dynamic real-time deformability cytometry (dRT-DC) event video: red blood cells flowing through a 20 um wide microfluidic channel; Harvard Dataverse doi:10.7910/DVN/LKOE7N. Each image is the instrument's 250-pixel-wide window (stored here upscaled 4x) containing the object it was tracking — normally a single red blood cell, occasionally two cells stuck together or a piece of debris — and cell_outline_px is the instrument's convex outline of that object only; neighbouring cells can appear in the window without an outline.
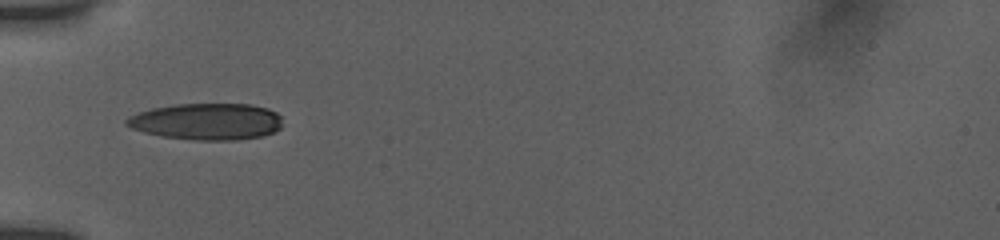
{"species": "human", "species_latin": "Homo sapiens", "temperature_condition": "room temperature", "stored_images_in_passage": 9, "camera_frame_rate_fps": 3000, "um_per_image_px": 0.085, "donor": {"sex": "female"}, "frame": {"image": 1, "passage_image": 1, "time_ms": 0.0, "image_size_px": [1000, 240], "cell_outline_px": [[280, 128], [272, 132], [260, 136], [236, 140], [196, 140], [160, 136], [144, 132], [132, 128], [124, 124], [124, 120], [128, 116], [136, 112], [152, 108], [172, 104], [252, 104], [268, 108], [276, 112], [280, 116]], "centroid_in_image_um": [17.52, 10.32], "position_along_channel_um": 67.5, "area_um2": 33.41}}
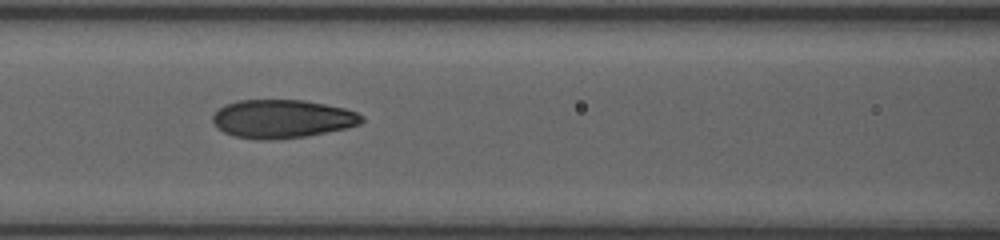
{"frame": {"image": 2, "passage_image": 6, "time_ms": 2.0, "image_size_px": [1000, 240], "cell_outline_px": [[364, 120], [360, 124], [348, 128], [308, 136], [268, 140], [256, 140], [232, 136], [216, 128], [212, 120], [212, 116], [224, 104], [236, 100], [304, 100], [344, 108], [356, 112], [364, 116]], "centroid_in_image_um": [23.97, 10.11], "position_along_channel_um": 142.6, "area_um2": 33.7}}
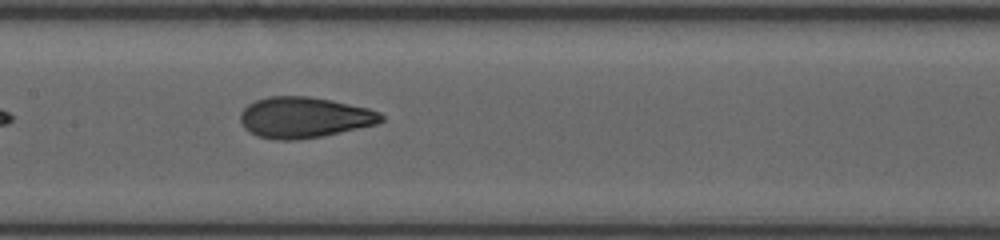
{"frame": {"image": 3, "passage_image": 8, "time_ms": 3.0, "image_size_px": [1000, 240], "cell_outline_px": [[384, 120], [376, 124], [324, 136], [296, 140], [276, 140], [256, 136], [248, 132], [244, 128], [240, 120], [240, 112], [248, 104], [256, 100], [268, 96], [308, 96], [332, 100], [368, 108], [380, 112], [384, 116]], "centroid_in_image_um": [25.84, 9.99], "position_along_channel_um": 181.6, "area_um2": 33.81}}